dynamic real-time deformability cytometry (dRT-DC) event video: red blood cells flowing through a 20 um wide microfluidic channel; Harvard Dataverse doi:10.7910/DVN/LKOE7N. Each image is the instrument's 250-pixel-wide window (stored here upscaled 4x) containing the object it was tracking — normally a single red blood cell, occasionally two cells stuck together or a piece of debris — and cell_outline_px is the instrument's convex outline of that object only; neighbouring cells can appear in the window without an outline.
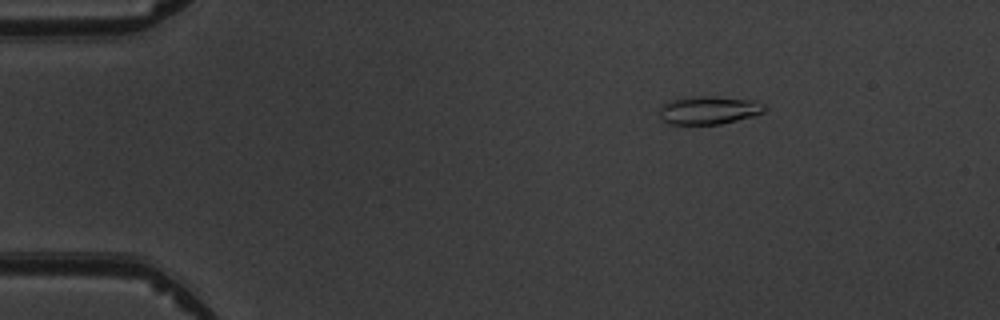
{"species": "common noctule bat (a hibernating species)", "species_latin": "Nyctalus noctula", "temperature_condition": "warm", "stored_images_in_passage": 4, "camera_frame_rate_fps": 3000, "um_per_image_px": 0.085, "animal": {"sex": "male", "body_mass_g": 19.5, "forearm_length_mm": 54.6}, "frame": {"image": 1, "passage_image": 2, "time_ms": 1.0, "image_size_px": [1000, 320], "cell_outline_px": [[768, 108], [764, 112], [752, 116], [720, 124], [668, 124], [660, 116], [660, 108], [664, 104], [672, 100], [688, 96], [708, 96], [756, 100], [764, 104]], "centroid_in_image_um": [60.28, 9.35], "position_along_channel_um": 24.7, "area_um2": 17.22}}
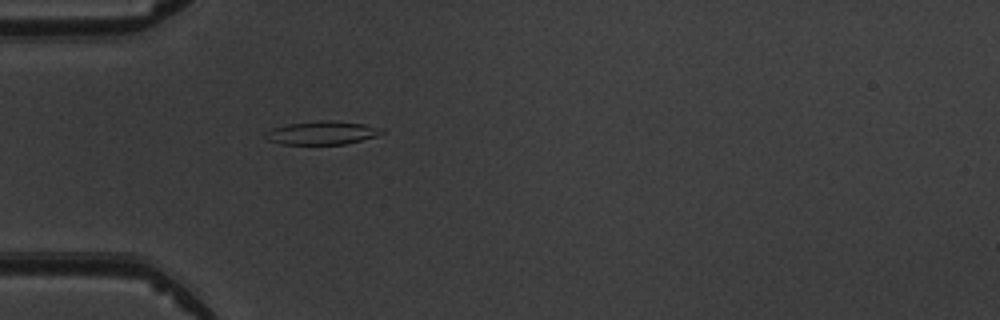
{"frame": {"image": 2, "passage_image": 4, "time_ms": 3.667, "image_size_px": [1000, 320], "cell_outline_px": [[384, 132], [376, 136], [344, 144], [284, 144], [268, 140], [264, 136], [272, 128], [288, 124], [316, 120], [332, 120], [364, 124], [384, 128]], "centroid_in_image_um": [27.4, 11.28], "position_along_channel_um": 57.6, "area_um2": 15.78}}